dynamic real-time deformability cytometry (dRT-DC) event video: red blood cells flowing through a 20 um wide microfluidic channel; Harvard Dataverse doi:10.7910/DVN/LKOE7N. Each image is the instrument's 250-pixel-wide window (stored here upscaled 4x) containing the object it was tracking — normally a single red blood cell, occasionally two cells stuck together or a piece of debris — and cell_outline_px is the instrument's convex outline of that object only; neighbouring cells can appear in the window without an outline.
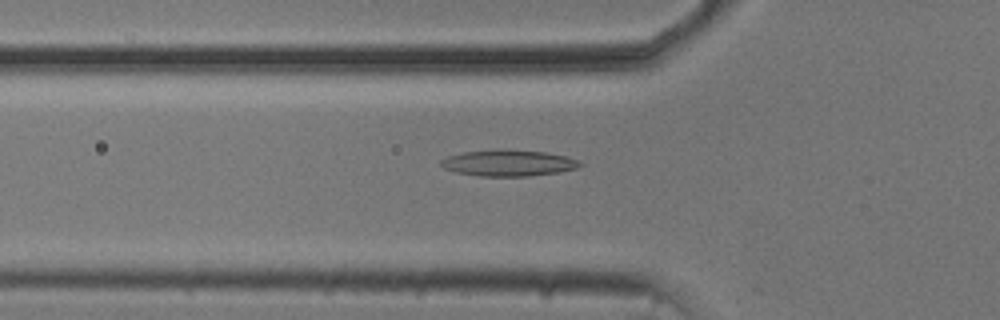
{"species": "common noctule bat (a hibernating species)", "species_latin": "Nyctalus noctula", "temperature_condition": "cold", "stored_images_in_passage": 24, "camera_frame_rate_fps": 3000, "um_per_image_px": 0.085, "animal": {"sex": "male", "body_mass_g": 20.5, "forearm_length_mm": 52.5}, "frame": {"image": 1, "passage_image": 12, "time_ms": 3.667, "image_size_px": [1000, 320], "cell_outline_px": [[584, 164], [576, 168], [556, 172], [528, 176], [480, 176], [456, 172], [444, 168], [440, 164], [440, 160], [448, 156], [464, 152], [496, 148], [544, 152], [568, 156], [580, 160]], "centroid_in_image_um": [43.22, 13.84], "position_along_channel_um": 82.6, "area_um2": 21.39}}
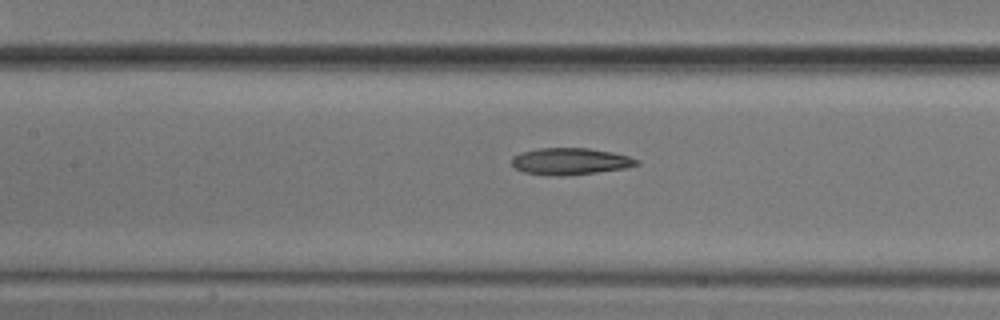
{"frame": {"image": 2, "passage_image": 18, "time_ms": 5.667, "image_size_px": [1000, 320], "cell_outline_px": [[640, 164], [624, 168], [596, 172], [556, 176], [524, 172], [516, 168], [512, 164], [512, 156], [520, 152], [536, 148], [588, 148], [612, 152], [628, 156], [640, 160]], "centroid_in_image_um": [48.46, 13.7], "position_along_channel_um": 158.9, "area_um2": 19.36}}
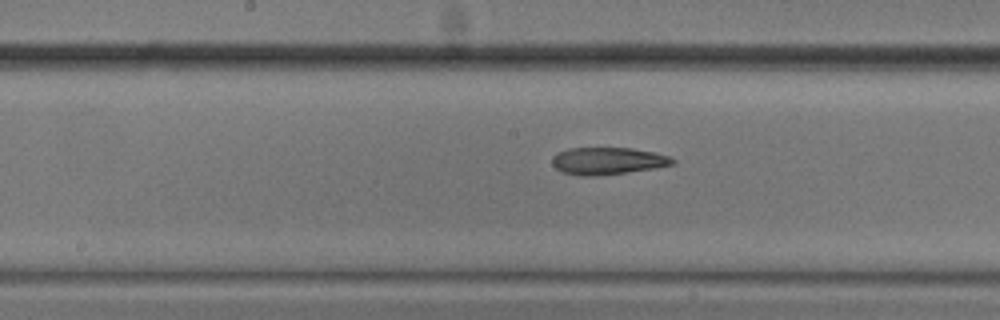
{"frame": {"image": 3, "passage_image": 21, "time_ms": 6.667, "image_size_px": [1000, 320], "cell_outline_px": [[676, 164], [656, 168], [628, 172], [592, 176], [580, 176], [564, 172], [556, 168], [552, 164], [552, 156], [556, 152], [568, 148], [632, 148], [652, 152], [668, 156], [676, 160]], "centroid_in_image_um": [51.65, 13.67], "position_along_channel_um": 196.6, "area_um2": 19.13}}